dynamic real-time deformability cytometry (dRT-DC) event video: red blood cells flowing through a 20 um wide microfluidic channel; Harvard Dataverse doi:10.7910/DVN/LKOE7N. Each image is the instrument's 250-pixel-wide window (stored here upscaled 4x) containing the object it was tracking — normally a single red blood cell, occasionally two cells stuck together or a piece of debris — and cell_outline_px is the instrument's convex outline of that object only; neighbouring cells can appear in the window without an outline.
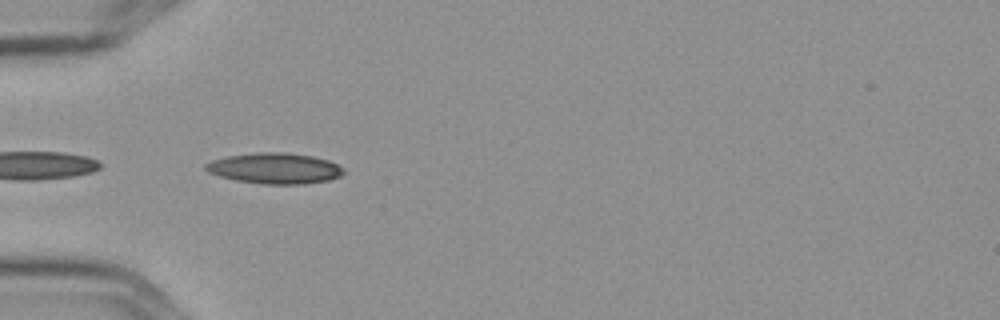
{"species": "Egyptian fruit bat (a non-hibernating species)", "species_latin": "Rousettus aegyptiacus", "temperature_condition": "cold", "stored_images_in_passage": 26, "camera_frame_rate_fps": 3000, "um_per_image_px": 0.085, "frame": {"image": 1, "passage_image": 1, "time_ms": 0.0, "image_size_px": [1000, 320], "cell_outline_px": [[344, 172], [340, 176], [328, 180], [304, 184], [264, 184], [236, 180], [220, 176], [208, 172], [204, 168], [204, 164], [212, 160], [228, 156], [260, 152], [284, 152], [312, 156], [328, 160], [344, 168]], "centroid_in_image_um": [23.35, 14.31], "position_along_channel_um": 61.6, "area_um2": 24.62}}
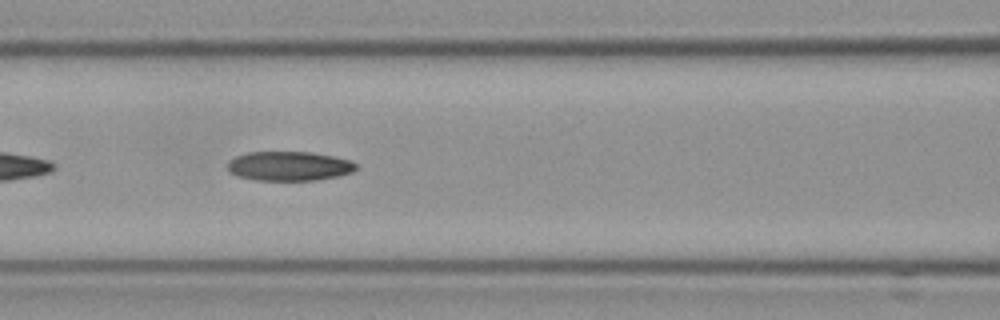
{"frame": {"image": 2, "passage_image": 8, "time_ms": 2.333, "image_size_px": [1000, 320], "cell_outline_px": [[356, 168], [352, 172], [340, 176], [316, 180], [256, 180], [240, 176], [232, 172], [228, 168], [228, 160], [236, 156], [248, 152], [308, 152], [332, 156], [348, 160], [356, 164]], "centroid_in_image_um": [24.58, 14.11], "position_along_channel_um": 142.0, "area_um2": 21.73}}
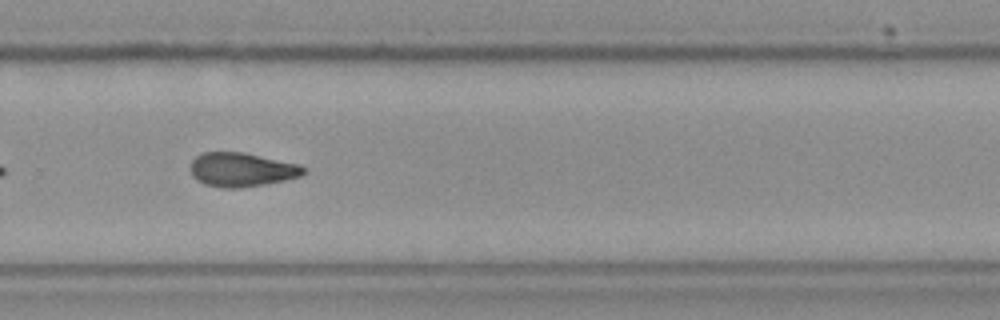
{"frame": {"image": 3, "passage_image": 22, "time_ms": 7.0, "image_size_px": [1000, 320], "cell_outline_px": [[308, 168], [300, 176], [284, 180], [264, 184], [236, 188], [224, 188], [204, 184], [196, 180], [192, 176], [188, 168], [192, 160], [196, 156], [204, 152], [244, 152], [300, 164]], "centroid_in_image_um": [20.51, 14.41], "position_along_channel_um": 309.3, "area_um2": 22.6}}